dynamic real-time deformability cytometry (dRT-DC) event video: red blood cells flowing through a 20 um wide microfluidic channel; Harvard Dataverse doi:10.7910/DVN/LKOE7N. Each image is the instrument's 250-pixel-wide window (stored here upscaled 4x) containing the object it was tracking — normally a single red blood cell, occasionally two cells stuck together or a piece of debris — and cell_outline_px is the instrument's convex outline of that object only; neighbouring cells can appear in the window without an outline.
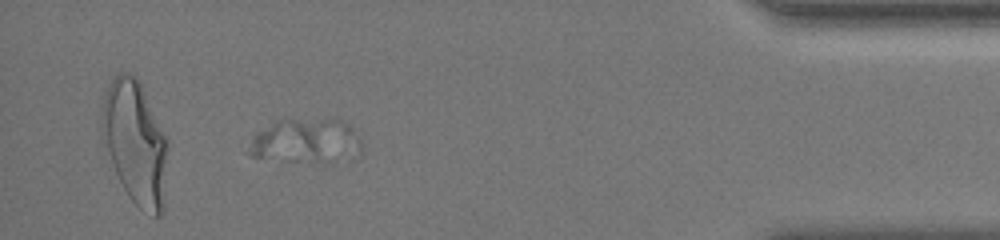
{"species": "human", "species_latin": "Homo sapiens", "temperature_condition": "room temperature", "stored_images_in_passage": 35, "camera_frame_rate_fps": 3000, "um_per_image_px": 0.085, "donor": {"sex": "female"}, "frame": {"image": 1, "passage_image": 32, "time_ms": 11.333, "image_size_px": [1000, 240], "cell_outline_px": [[364, 148], [324, 164], [312, 164], [248, 156], [248, 152], [252, 136], [256, 132], [276, 120], [336, 116], [348, 124], [352, 128], [364, 144]], "centroid_in_image_um": [25.98, 11.94], "position_along_channel_um": 409.2, "area_um2": 30.06}}